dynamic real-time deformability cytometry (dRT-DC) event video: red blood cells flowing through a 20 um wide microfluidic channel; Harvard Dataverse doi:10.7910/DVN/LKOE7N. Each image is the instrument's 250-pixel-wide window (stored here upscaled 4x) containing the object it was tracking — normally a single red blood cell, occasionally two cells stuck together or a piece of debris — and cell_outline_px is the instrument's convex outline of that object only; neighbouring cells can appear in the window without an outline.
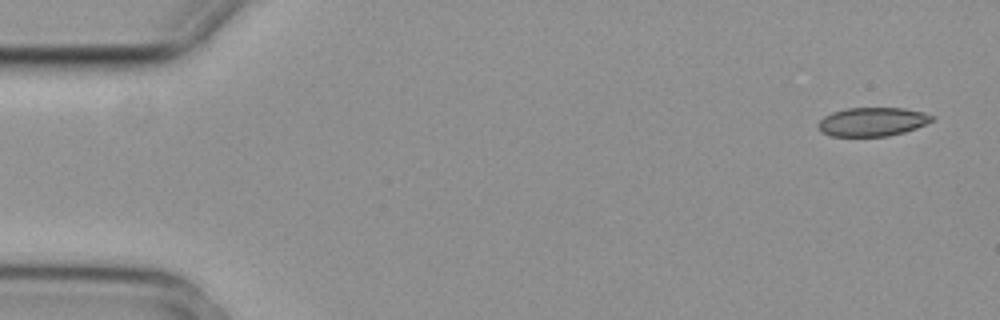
{"species": "common noctule bat (a hibernating species)", "species_latin": "Nyctalus noctula", "temperature_condition": "cold", "stored_images_in_passage": 4, "camera_frame_rate_fps": 3000, "um_per_image_px": 0.085, "animal": {"sex": "female", "body_mass_g": 29.2, "forearm_length_mm": 56.3}, "frame": {"image": 1, "passage_image": 1, "time_ms": 0.0, "image_size_px": [1000, 320], "cell_outline_px": [[932, 120], [916, 128], [904, 132], [888, 136], [832, 136], [820, 132], [816, 124], [824, 116], [832, 112], [844, 108], [904, 108], [924, 112], [932, 116]], "centroid_in_image_um": [74.09, 10.35], "position_along_channel_um": 10.9, "area_um2": 19.07}}